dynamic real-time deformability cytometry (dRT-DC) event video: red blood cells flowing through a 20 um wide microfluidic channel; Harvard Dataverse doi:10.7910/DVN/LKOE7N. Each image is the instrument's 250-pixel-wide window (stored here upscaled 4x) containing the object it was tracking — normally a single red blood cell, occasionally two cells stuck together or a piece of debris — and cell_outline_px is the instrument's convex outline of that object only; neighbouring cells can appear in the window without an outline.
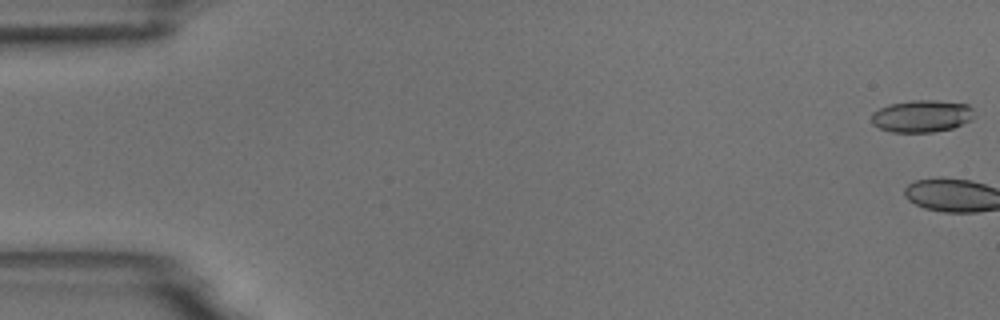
{"species": "common noctule bat (a hibernating species)", "species_latin": "Nyctalus noctula", "temperature_condition": "room temperature", "stored_images_in_passage": 5, "camera_frame_rate_fps": 3000, "um_per_image_px": 0.085, "animal": {"sex": "male", "body_mass_g": 18.8}, "frame": {"image": 1, "passage_image": 1, "time_ms": 0.0, "image_size_px": [1000, 320], "cell_outline_px": [[972, 120], [952, 128], [932, 132], [892, 132], [880, 128], [872, 124], [872, 112], [888, 104], [912, 100], [936, 100], [968, 104], [972, 108]], "centroid_in_image_um": [78.34, 9.86], "position_along_channel_um": 6.7, "area_um2": 19.25}}